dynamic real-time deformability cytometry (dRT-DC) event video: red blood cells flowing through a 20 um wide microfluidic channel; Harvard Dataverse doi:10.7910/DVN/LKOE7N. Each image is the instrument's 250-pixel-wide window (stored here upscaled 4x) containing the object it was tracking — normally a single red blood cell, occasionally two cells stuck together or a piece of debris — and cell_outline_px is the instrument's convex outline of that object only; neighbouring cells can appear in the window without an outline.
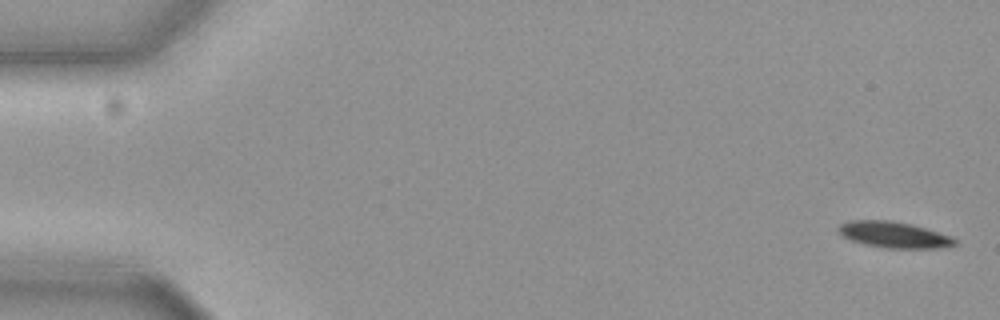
{"species": "common noctule bat (a hibernating species)", "species_latin": "Nyctalus noctula", "temperature_condition": "cold", "stored_images_in_passage": 25, "camera_frame_rate_fps": 3000, "um_per_image_px": 0.085, "animal": {"sex": "female", "body_mass_g": 19.3, "forearm_length_mm": 54.1}, "frame": {"image": 1, "passage_image": 1, "time_ms": 0.0, "image_size_px": [1000, 320], "cell_outline_px": [[956, 244], [936, 248], [888, 248], [868, 244], [852, 240], [844, 236], [840, 232], [840, 224], [848, 220], [892, 220], [912, 224], [952, 236], [956, 240]], "centroid_in_image_um": [76.02, 19.93], "position_along_channel_um": 9.0, "area_um2": 17.4}}
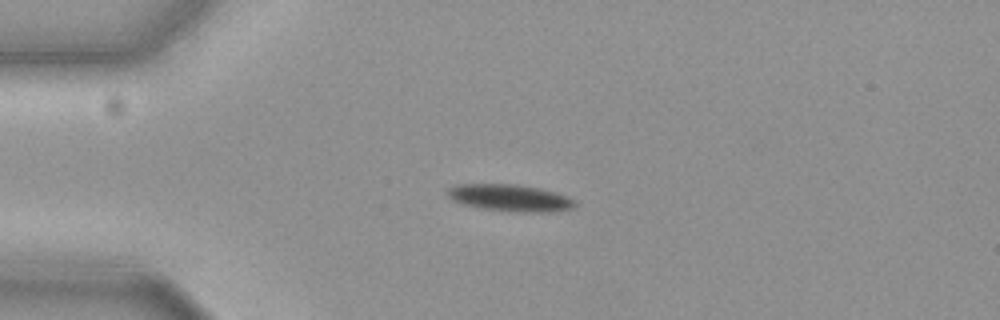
{"frame": {"image": 2, "passage_image": 14, "time_ms": 4.333, "image_size_px": [1000, 320], "cell_outline_px": [[576, 204], [572, 208], [548, 212], [540, 212], [484, 208], [464, 204], [448, 196], [448, 188], [460, 184], [516, 184], [556, 192], [572, 200]], "centroid_in_image_um": [43.35, 16.79], "position_along_channel_um": 41.7, "area_um2": 19.07}}
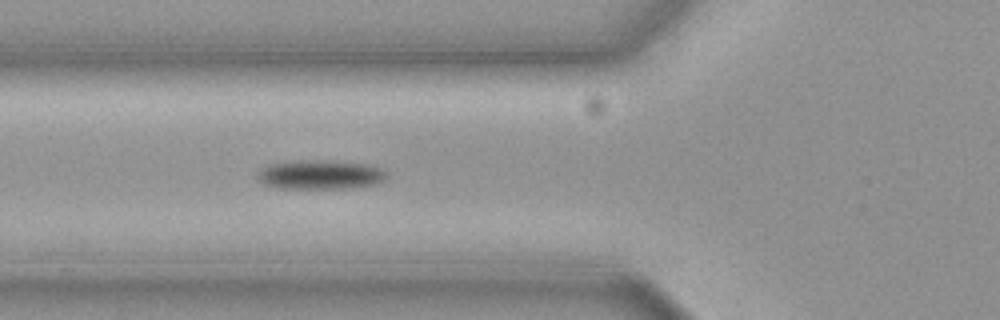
{"frame": {"image": 3, "passage_image": 21, "time_ms": 6.667, "image_size_px": [1000, 320], "cell_outline_px": [[388, 176], [380, 184], [364, 188], [268, 188], [260, 184], [256, 176], [256, 172], [260, 168], [268, 164], [284, 160], [348, 160], [368, 164], [380, 168], [388, 172]], "centroid_in_image_um": [27.21, 14.84], "position_along_channel_um": 98.6, "area_um2": 23.41}}